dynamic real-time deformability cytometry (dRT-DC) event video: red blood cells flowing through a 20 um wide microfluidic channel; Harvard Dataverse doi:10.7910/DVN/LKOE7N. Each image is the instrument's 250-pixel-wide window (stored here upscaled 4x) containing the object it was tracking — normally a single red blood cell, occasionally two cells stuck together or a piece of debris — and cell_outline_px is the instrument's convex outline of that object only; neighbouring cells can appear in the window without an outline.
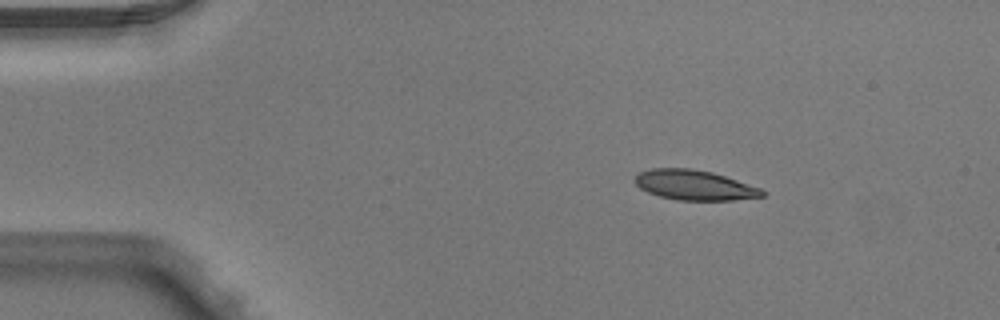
{"species": "Egyptian fruit bat (a non-hibernating species)", "species_latin": "Rousettus aegyptiacus", "temperature_condition": "warm", "stored_images_in_passage": 4, "camera_frame_rate_fps": 3000, "um_per_image_px": 0.085, "animal": {"sex": "male"}, "frame": {"image": 1, "passage_image": 2, "time_ms": 0.333, "image_size_px": [1000, 320], "cell_outline_px": [[764, 196], [732, 200], [676, 200], [660, 196], [648, 192], [640, 188], [632, 180], [640, 172], [652, 168], [692, 168], [712, 172], [760, 188], [764, 192]], "centroid_in_image_um": [58.98, 15.73], "position_along_channel_um": 26.0, "area_um2": 22.08}}